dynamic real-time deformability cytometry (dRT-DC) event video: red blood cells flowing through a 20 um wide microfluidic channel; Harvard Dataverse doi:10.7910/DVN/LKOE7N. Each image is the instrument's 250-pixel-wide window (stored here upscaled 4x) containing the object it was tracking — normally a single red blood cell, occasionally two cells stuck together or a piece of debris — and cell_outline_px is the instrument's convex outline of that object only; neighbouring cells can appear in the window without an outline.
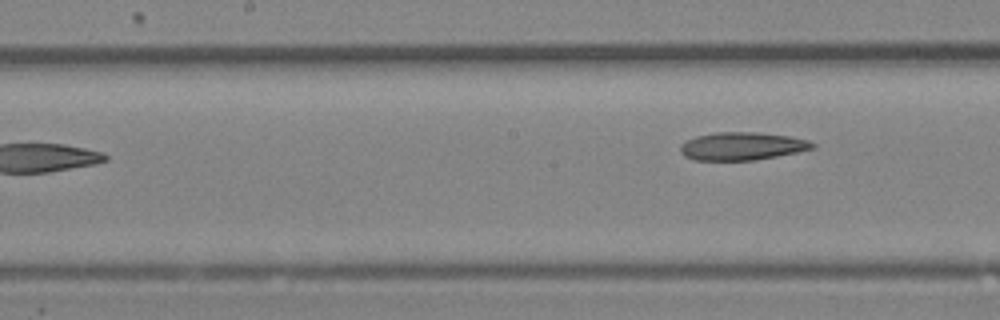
{"species": "Egyptian fruit bat (a non-hibernating species)", "species_latin": "Rousettus aegyptiacus", "temperature_condition": "room temperature", "stored_images_in_passage": 15, "camera_frame_rate_fps": 3000, "um_per_image_px": 0.085, "animal": {"sex": "female"}, "frame": {"image": 1, "passage_image": 15, "time_ms": 4.667, "image_size_px": [1000, 320], "cell_outline_px": [[816, 148], [756, 160], [696, 160], [684, 156], [680, 152], [680, 144], [696, 136], [716, 132], [756, 132], [788, 136], [808, 140], [816, 144]], "centroid_in_image_um": [63.07, 12.42], "position_along_channel_um": 185.1, "area_um2": 21.44}}